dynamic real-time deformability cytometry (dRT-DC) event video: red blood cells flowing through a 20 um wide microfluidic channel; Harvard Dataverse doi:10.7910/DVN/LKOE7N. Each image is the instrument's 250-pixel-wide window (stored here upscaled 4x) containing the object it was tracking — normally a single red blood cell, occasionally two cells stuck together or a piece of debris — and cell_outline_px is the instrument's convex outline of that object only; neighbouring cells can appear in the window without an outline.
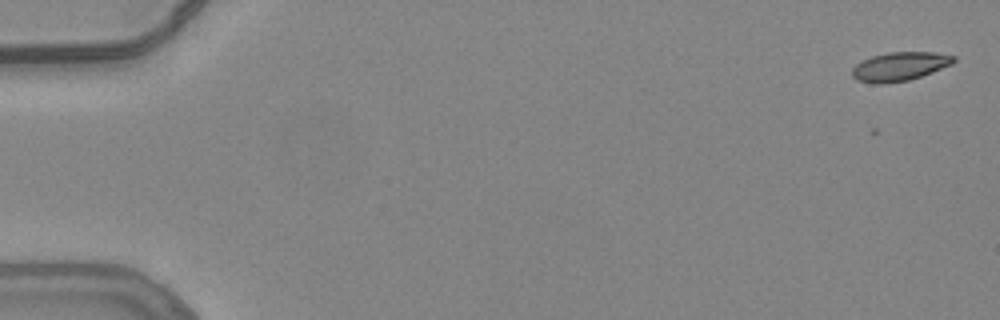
{"species": "common noctule bat (a hibernating species)", "species_latin": "Nyctalus noctula", "temperature_condition": "warm", "stored_images_in_passage": 4, "camera_frame_rate_fps": 3000, "um_per_image_px": 0.085, "animal": {"sex": "female", "body_mass_g": 24.6, "forearm_length_mm": 56.2}, "frame": {"image": 1, "passage_image": 1, "time_ms": 0.0, "image_size_px": [1000, 320], "cell_outline_px": [[956, 60], [952, 64], [932, 72], [908, 80], [880, 84], [872, 84], [856, 80], [852, 76], [852, 68], [856, 64], [872, 56], [888, 52], [936, 52], [956, 56]], "centroid_in_image_um": [76.47, 5.65], "position_along_channel_um": 8.5, "area_um2": 17.05}}